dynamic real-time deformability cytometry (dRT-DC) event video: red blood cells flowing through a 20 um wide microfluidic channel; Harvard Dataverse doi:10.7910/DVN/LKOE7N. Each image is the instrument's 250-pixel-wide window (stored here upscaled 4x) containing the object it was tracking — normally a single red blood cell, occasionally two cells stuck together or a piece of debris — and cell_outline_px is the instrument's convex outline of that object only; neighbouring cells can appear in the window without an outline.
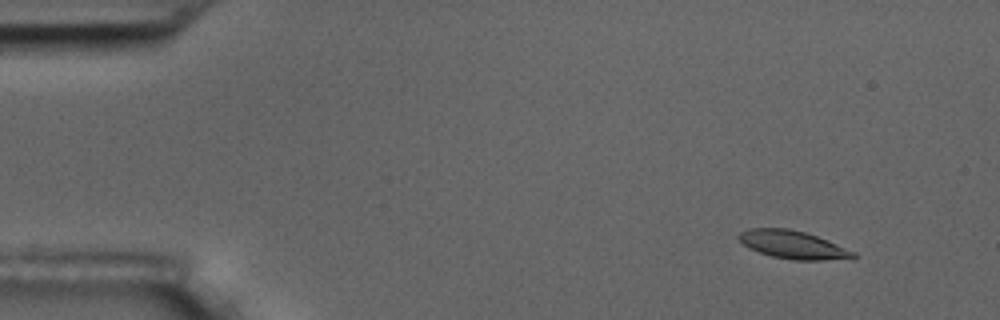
{"species": "common noctule bat (a hibernating species)", "species_latin": "Nyctalus noctula", "temperature_condition": "room temperature", "stored_images_in_passage": 56, "camera_frame_rate_fps": 3000, "um_per_image_px": 0.085, "animal": {"sex": "male", "body_mass_g": 17.5, "forearm_length_mm": 52.3}, "frame": {"image": 1, "passage_image": 5, "time_ms": 1.333, "image_size_px": [1000, 320], "cell_outline_px": [[856, 256], [852, 260], [792, 260], [772, 256], [748, 248], [736, 236], [740, 232], [752, 228], [788, 228], [804, 232], [828, 240], [856, 252]], "centroid_in_image_um": [67.45, 20.82], "position_along_channel_um": 17.5, "area_um2": 18.84}}
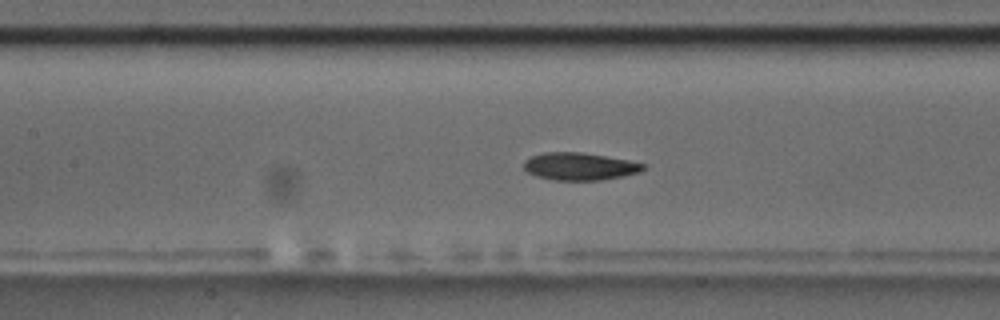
{"frame": {"image": 2, "passage_image": 25, "time_ms": 8.0, "image_size_px": [1000, 320], "cell_outline_px": [[644, 168], [640, 172], [624, 176], [600, 180], [552, 180], [536, 176], [528, 172], [524, 168], [524, 160], [532, 156], [544, 152], [580, 152], [628, 160], [644, 164]], "centroid_in_image_um": [49.24, 14.15], "position_along_channel_um": 158.2, "area_um2": 19.02}}
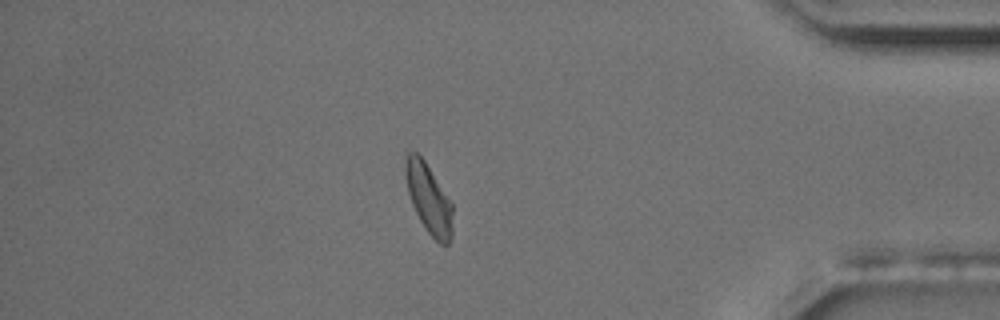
{"frame": {"image": 3, "passage_image": 48, "time_ms": 15.667, "image_size_px": [1000, 320], "cell_outline_px": [[452, 236], [448, 244], [440, 244], [428, 232], [420, 220], [412, 204], [408, 192], [404, 176], [404, 164], [408, 152], [416, 152], [424, 160], [452, 204]], "centroid_in_image_um": [36.42, 16.88], "position_along_channel_um": 398.8, "area_um2": 18.84}, "authors_computed_cell_mechanics": {"area_um2": 19.1029, "velocity_mm_per_s": 3.605, "shape_relaxation_time_tau1_ms": 3.73, "shape_relaxation_time_tau2_ms": 5.8643, "deformation_change_tau1": 0.1339, "deformation_change_tau2": 0.1228}}